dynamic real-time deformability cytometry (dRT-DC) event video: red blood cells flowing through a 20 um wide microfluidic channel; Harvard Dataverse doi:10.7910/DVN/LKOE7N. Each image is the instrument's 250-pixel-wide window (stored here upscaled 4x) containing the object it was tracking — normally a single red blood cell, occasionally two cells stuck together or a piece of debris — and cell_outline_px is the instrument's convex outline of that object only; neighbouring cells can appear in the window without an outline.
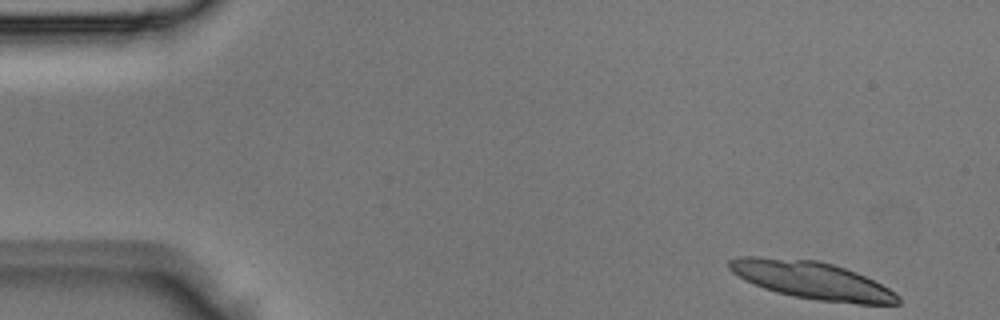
{"species": "Egyptian fruit bat (a non-hibernating species)", "species_latin": "Rousettus aegyptiacus", "temperature_condition": "room temperature", "stored_images_in_passage": 2, "camera_frame_rate_fps": 3000, "um_per_image_px": 0.085, "animal": {"sex": "male"}, "frame": {"image": 1, "passage_image": 1, "time_ms": 0.0, "image_size_px": [1000, 320], "cell_outline_px": [[900, 304], [856, 304], [816, 300], [792, 296], [776, 292], [764, 288], [732, 272], [728, 268], [728, 260], [740, 256], [756, 256], [820, 260], [856, 272], [896, 292], [900, 296]], "centroid_in_image_um": [69.03, 23.82], "position_along_channel_um": 16.0, "area_um2": 36.82}}